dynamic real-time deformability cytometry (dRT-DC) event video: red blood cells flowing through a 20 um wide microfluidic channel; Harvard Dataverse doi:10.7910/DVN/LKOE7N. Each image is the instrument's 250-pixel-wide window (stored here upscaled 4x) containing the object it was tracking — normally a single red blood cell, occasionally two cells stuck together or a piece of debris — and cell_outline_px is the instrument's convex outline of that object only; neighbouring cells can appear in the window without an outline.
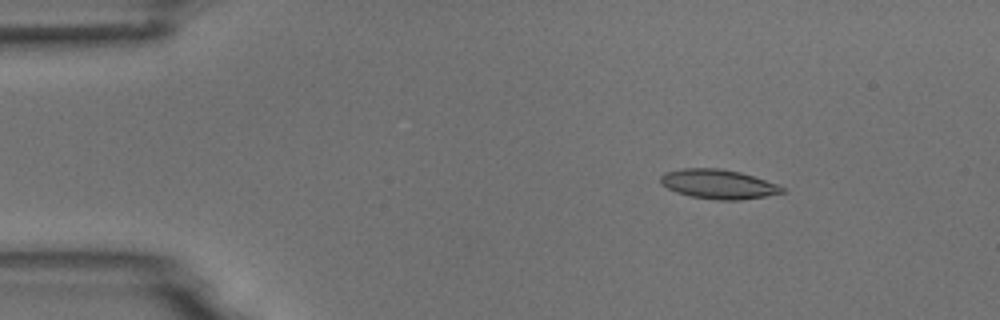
{"species": "common noctule bat (a hibernating species)", "species_latin": "Nyctalus noctula", "temperature_condition": "room temperature", "stored_images_in_passage": 12, "camera_frame_rate_fps": 3000, "um_per_image_px": 0.085, "animal": {"sex": "male", "body_mass_g": 18.8}, "frame": {"image": 1, "passage_image": 8, "time_ms": 2.333, "image_size_px": [1000, 320], "cell_outline_px": [[784, 192], [764, 196], [740, 200], [716, 200], [692, 196], [676, 192], [660, 184], [660, 176], [664, 172], [680, 168], [720, 168], [740, 172], [776, 184], [784, 188]], "centroid_in_image_um": [61.0, 15.64], "position_along_channel_um": 24.0, "area_um2": 20.69}}